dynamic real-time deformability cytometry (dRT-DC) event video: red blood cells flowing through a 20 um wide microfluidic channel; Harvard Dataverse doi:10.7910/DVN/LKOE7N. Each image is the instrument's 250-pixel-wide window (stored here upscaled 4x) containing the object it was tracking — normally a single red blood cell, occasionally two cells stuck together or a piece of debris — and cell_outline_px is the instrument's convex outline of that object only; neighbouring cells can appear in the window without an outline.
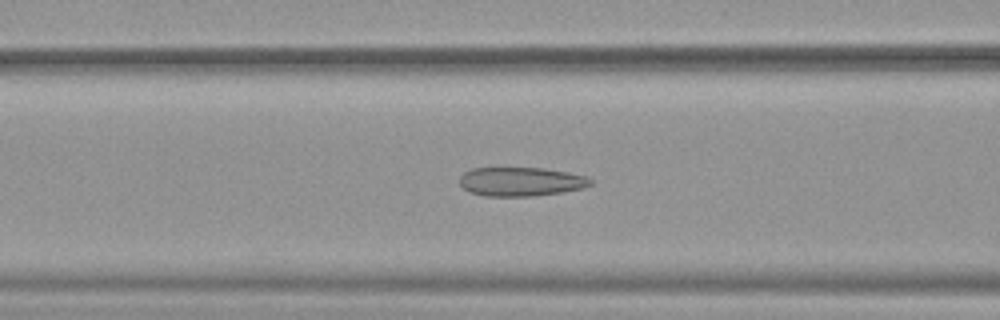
{"species": "common noctule bat (a hibernating species)", "species_latin": "Nyctalus noctula", "temperature_condition": "warm", "stored_images_in_passage": 51, "camera_frame_rate_fps": 3000, "um_per_image_px": 0.085, "animal": {"sex": "female", "body_mass_g": 19.9}, "frame": {"image": 1, "passage_image": 21, "time_ms": 6.667, "image_size_px": [1000, 320], "cell_outline_px": [[592, 184], [584, 188], [564, 192], [532, 196], [484, 196], [472, 192], [464, 188], [460, 184], [460, 176], [464, 172], [472, 168], [500, 164], [544, 168], [568, 172], [588, 176], [592, 180]], "centroid_in_image_um": [44.26, 15.38], "position_along_channel_um": 122.3, "area_um2": 23.24}}
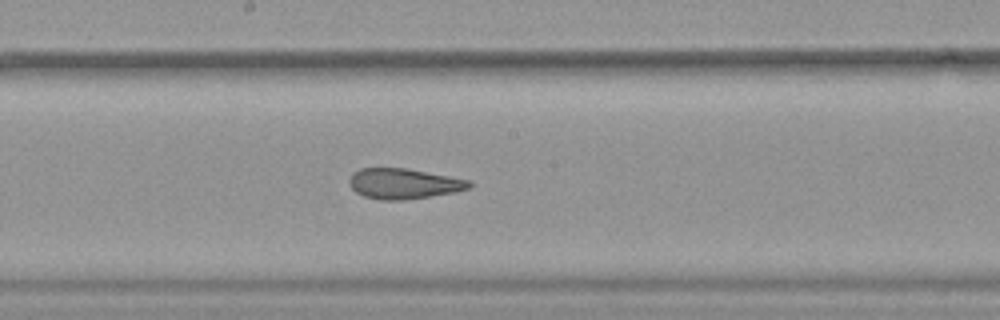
{"frame": {"image": 2, "passage_image": 28, "time_ms": 9.0, "image_size_px": [1000, 320], "cell_outline_px": [[472, 188], [456, 192], [404, 200], [380, 200], [364, 196], [356, 192], [348, 184], [348, 180], [352, 172], [360, 168], [408, 168], [472, 180]], "centroid_in_image_um": [34.33, 15.6], "position_along_channel_um": 213.9, "area_um2": 21.62}}
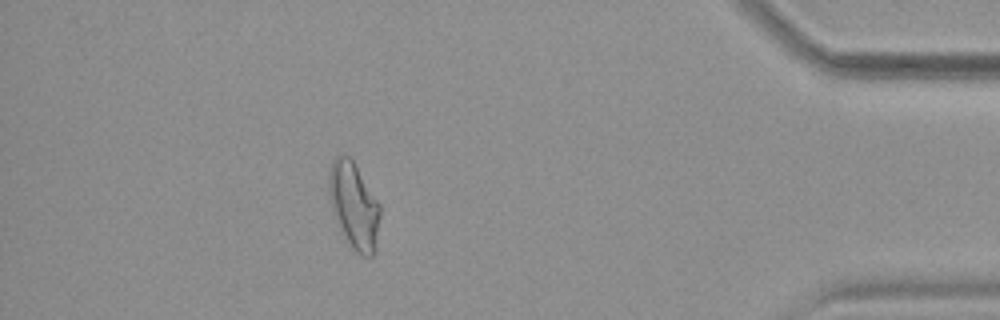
{"frame": {"image": 3, "passage_image": 46, "time_ms": 15.0, "image_size_px": [1000, 320], "cell_outline_px": [[380, 216], [376, 252], [372, 256], [360, 256], [344, 240], [332, 216], [328, 200], [328, 172], [332, 160], [336, 156], [348, 156], [352, 160], [380, 204]], "centroid_in_image_um": [30.05, 17.54], "position_along_channel_um": 405.2, "area_um2": 26.47}, "authors_computed_cell_mechanics": {"area_um2": 24.854, "velocity_mm_per_s": 3.9259, "shape_relaxation_time_tau1_ms": null, "shape_relaxation_time_tau2_ms": 2.1091, "deformation_change_tau1": null, "deformation_change_tau2": 0.0858}}